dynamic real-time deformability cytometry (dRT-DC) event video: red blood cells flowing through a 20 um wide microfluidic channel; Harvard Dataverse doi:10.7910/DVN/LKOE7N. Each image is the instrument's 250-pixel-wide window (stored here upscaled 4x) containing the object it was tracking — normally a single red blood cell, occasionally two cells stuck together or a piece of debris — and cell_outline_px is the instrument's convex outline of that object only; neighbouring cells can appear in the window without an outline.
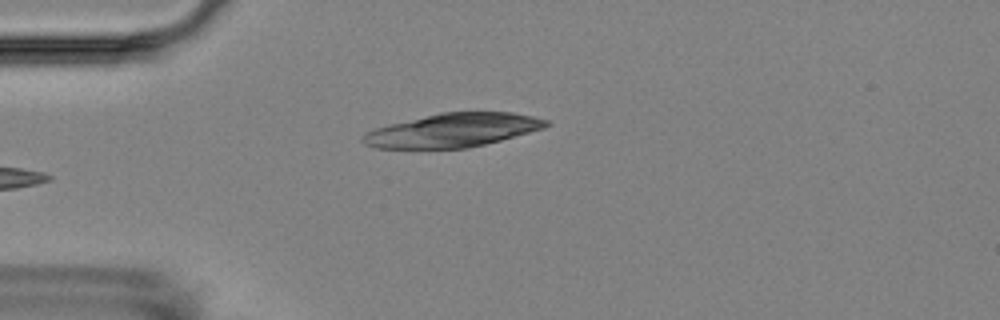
{"species": "Egyptian fruit bat (a non-hibernating species)", "species_latin": "Rousettus aegyptiacus", "temperature_condition": "room temperature", "stored_images_in_passage": 6, "camera_frame_rate_fps": 3000, "um_per_image_px": 0.085, "animal": {"sex": "female"}, "frame": {"image": 1, "passage_image": 6, "time_ms": 5.667, "image_size_px": [1000, 320], "cell_outline_px": [[552, 124], [544, 128], [500, 140], [468, 148], [376, 148], [364, 144], [360, 140], [360, 136], [364, 132], [388, 124], [440, 112], [512, 112], [532, 116], [548, 120]], "centroid_in_image_um": [38.45, 11.07], "position_along_channel_um": 46.6, "area_um2": 36.01}}